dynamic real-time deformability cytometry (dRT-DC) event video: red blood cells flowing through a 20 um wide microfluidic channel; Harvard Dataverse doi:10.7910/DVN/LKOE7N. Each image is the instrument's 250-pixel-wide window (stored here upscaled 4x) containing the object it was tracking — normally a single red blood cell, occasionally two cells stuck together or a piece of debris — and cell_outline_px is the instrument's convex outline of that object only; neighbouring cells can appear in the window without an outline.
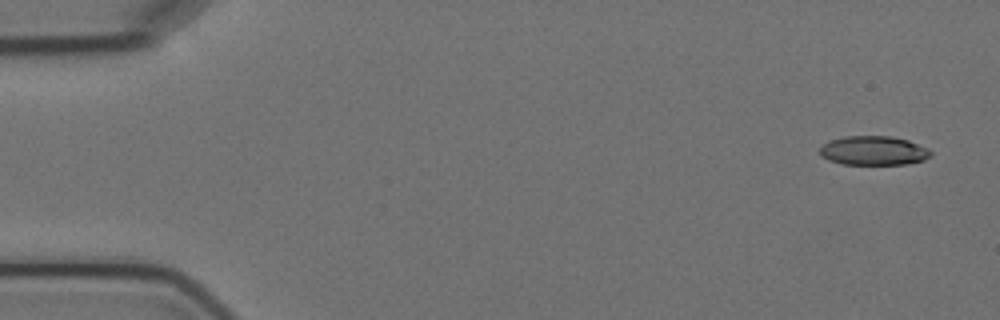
{"species": "Egyptian fruit bat (a non-hibernating species)", "species_latin": "Rousettus aegyptiacus", "temperature_condition": "cold", "stored_images_in_passage": 6, "segment_of_instrument_passage": [1, 2], "camera_frame_rate_fps": 3000, "um_per_image_px": 0.085, "animal": {"sex": "female"}, "frame": {"image": 1, "passage_image": 1, "time_ms": 0.0, "image_size_px": [1000, 320], "cell_outline_px": [[932, 156], [924, 160], [908, 164], [840, 164], [828, 160], [820, 156], [820, 148], [828, 140], [844, 136], [892, 136], [908, 140], [928, 148], [932, 152]], "centroid_in_image_um": [74.25, 12.8], "position_along_channel_um": 10.7, "area_um2": 19.07}}
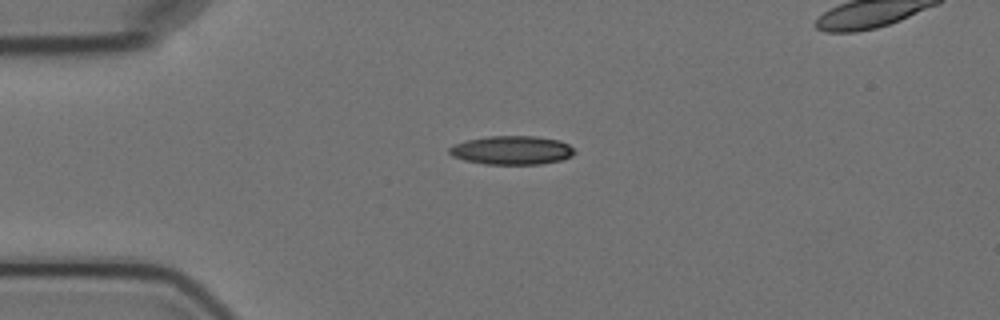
{"frame": {"image": 2, "passage_image": 4, "time_ms": 3.667, "image_size_px": [1000, 320], "cell_outline_px": [[576, 152], [572, 156], [560, 160], [540, 164], [484, 164], [464, 160], [452, 156], [448, 152], [448, 148], [452, 144], [468, 140], [488, 136], [536, 136], [560, 140], [568, 144]], "centroid_in_image_um": [43.49, 12.76], "position_along_channel_um": 41.5, "area_um2": 21.04}}